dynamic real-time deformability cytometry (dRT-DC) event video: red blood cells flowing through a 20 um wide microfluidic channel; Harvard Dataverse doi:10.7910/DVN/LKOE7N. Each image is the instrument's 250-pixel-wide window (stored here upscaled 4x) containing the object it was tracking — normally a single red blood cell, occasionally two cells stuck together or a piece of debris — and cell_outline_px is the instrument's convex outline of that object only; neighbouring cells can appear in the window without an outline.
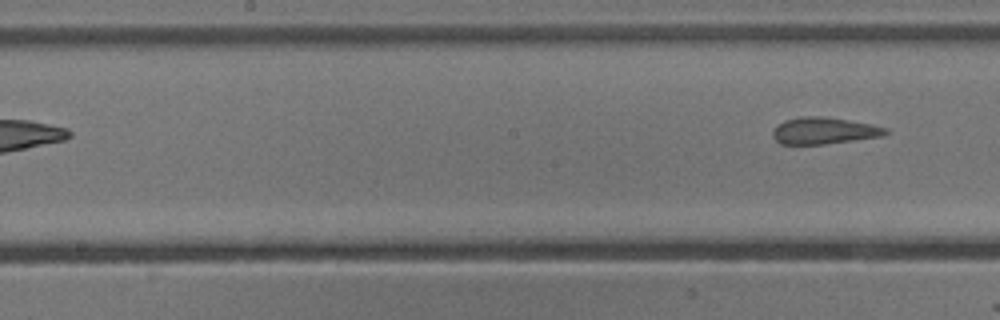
{"species": "common noctule bat (a hibernating species)", "species_latin": "Nyctalus noctula", "temperature_condition": "cold", "stored_images_in_passage": 9, "segment_of_instrument_passage": [2, 2], "camera_frame_rate_fps": 3000, "um_per_image_px": 0.085, "animal": {"sex": "male", "body_mass_g": 13.3}, "frame": {"image": 1, "passage_image": 9, "time_ms": 2.667, "image_size_px": [1000, 320], "cell_outline_px": [[888, 132], [884, 136], [824, 144], [780, 144], [772, 136], [772, 128], [776, 124], [784, 120], [800, 116], [824, 116], [872, 124], [888, 128]], "centroid_in_image_um": [70.01, 11.1], "position_along_channel_um": 178.2, "area_um2": 17.8}}